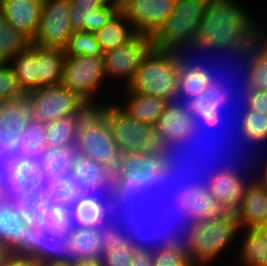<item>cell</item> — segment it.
I'll list each match as a JSON object with an SVG mask.
<instances>
[{
  "mask_svg": "<svg viewBox=\"0 0 267 266\" xmlns=\"http://www.w3.org/2000/svg\"><path fill=\"white\" fill-rule=\"evenodd\" d=\"M32 118L26 96L0 103V151L9 160L19 143V136Z\"/></svg>",
  "mask_w": 267,
  "mask_h": 266,
  "instance_id": "22",
  "label": "cell"
},
{
  "mask_svg": "<svg viewBox=\"0 0 267 266\" xmlns=\"http://www.w3.org/2000/svg\"><path fill=\"white\" fill-rule=\"evenodd\" d=\"M240 226L234 211H224L210 220L184 229V238L191 260L196 266H209L239 237ZM237 237V238H236Z\"/></svg>",
  "mask_w": 267,
  "mask_h": 266,
  "instance_id": "7",
  "label": "cell"
},
{
  "mask_svg": "<svg viewBox=\"0 0 267 266\" xmlns=\"http://www.w3.org/2000/svg\"><path fill=\"white\" fill-rule=\"evenodd\" d=\"M28 224L4 200L0 203V247L10 254L27 256Z\"/></svg>",
  "mask_w": 267,
  "mask_h": 266,
  "instance_id": "30",
  "label": "cell"
},
{
  "mask_svg": "<svg viewBox=\"0 0 267 266\" xmlns=\"http://www.w3.org/2000/svg\"><path fill=\"white\" fill-rule=\"evenodd\" d=\"M187 54L182 53L178 59L177 92L174 100V103L183 105L202 93L211 80L221 71L220 68H224L221 64L218 65V67L220 66L218 70L216 65H209L205 58L202 61V59L194 57L198 54L193 55V57Z\"/></svg>",
  "mask_w": 267,
  "mask_h": 266,
  "instance_id": "20",
  "label": "cell"
},
{
  "mask_svg": "<svg viewBox=\"0 0 267 266\" xmlns=\"http://www.w3.org/2000/svg\"><path fill=\"white\" fill-rule=\"evenodd\" d=\"M151 48V37L141 32H136L129 40L117 48L104 52L106 79H122L123 86L128 87L135 78L142 59Z\"/></svg>",
  "mask_w": 267,
  "mask_h": 266,
  "instance_id": "17",
  "label": "cell"
},
{
  "mask_svg": "<svg viewBox=\"0 0 267 266\" xmlns=\"http://www.w3.org/2000/svg\"><path fill=\"white\" fill-rule=\"evenodd\" d=\"M178 51L151 48L142 59L132 83V91L173 103L177 92Z\"/></svg>",
  "mask_w": 267,
  "mask_h": 266,
  "instance_id": "9",
  "label": "cell"
},
{
  "mask_svg": "<svg viewBox=\"0 0 267 266\" xmlns=\"http://www.w3.org/2000/svg\"><path fill=\"white\" fill-rule=\"evenodd\" d=\"M73 31L95 33L120 10L119 0H69Z\"/></svg>",
  "mask_w": 267,
  "mask_h": 266,
  "instance_id": "24",
  "label": "cell"
},
{
  "mask_svg": "<svg viewBox=\"0 0 267 266\" xmlns=\"http://www.w3.org/2000/svg\"><path fill=\"white\" fill-rule=\"evenodd\" d=\"M73 237L77 240L78 257L81 261L100 260L103 250L99 246L101 238L95 229L73 228Z\"/></svg>",
  "mask_w": 267,
  "mask_h": 266,
  "instance_id": "43",
  "label": "cell"
},
{
  "mask_svg": "<svg viewBox=\"0 0 267 266\" xmlns=\"http://www.w3.org/2000/svg\"><path fill=\"white\" fill-rule=\"evenodd\" d=\"M267 32H265V30L263 29L262 34H261V38L267 43Z\"/></svg>",
  "mask_w": 267,
  "mask_h": 266,
  "instance_id": "56",
  "label": "cell"
},
{
  "mask_svg": "<svg viewBox=\"0 0 267 266\" xmlns=\"http://www.w3.org/2000/svg\"><path fill=\"white\" fill-rule=\"evenodd\" d=\"M238 65L241 90L267 92V43L262 38L239 59Z\"/></svg>",
  "mask_w": 267,
  "mask_h": 266,
  "instance_id": "28",
  "label": "cell"
},
{
  "mask_svg": "<svg viewBox=\"0 0 267 266\" xmlns=\"http://www.w3.org/2000/svg\"><path fill=\"white\" fill-rule=\"evenodd\" d=\"M64 51L66 56L103 55L95 34L84 31H74Z\"/></svg>",
  "mask_w": 267,
  "mask_h": 266,
  "instance_id": "45",
  "label": "cell"
},
{
  "mask_svg": "<svg viewBox=\"0 0 267 266\" xmlns=\"http://www.w3.org/2000/svg\"><path fill=\"white\" fill-rule=\"evenodd\" d=\"M1 266H38L31 257L9 254Z\"/></svg>",
  "mask_w": 267,
  "mask_h": 266,
  "instance_id": "49",
  "label": "cell"
},
{
  "mask_svg": "<svg viewBox=\"0 0 267 266\" xmlns=\"http://www.w3.org/2000/svg\"><path fill=\"white\" fill-rule=\"evenodd\" d=\"M85 115H70L48 123L46 148L74 147L77 142L80 123Z\"/></svg>",
  "mask_w": 267,
  "mask_h": 266,
  "instance_id": "38",
  "label": "cell"
},
{
  "mask_svg": "<svg viewBox=\"0 0 267 266\" xmlns=\"http://www.w3.org/2000/svg\"><path fill=\"white\" fill-rule=\"evenodd\" d=\"M48 123L31 118L19 136L14 155L9 159L16 171H21L37 153L46 149Z\"/></svg>",
  "mask_w": 267,
  "mask_h": 266,
  "instance_id": "29",
  "label": "cell"
},
{
  "mask_svg": "<svg viewBox=\"0 0 267 266\" xmlns=\"http://www.w3.org/2000/svg\"><path fill=\"white\" fill-rule=\"evenodd\" d=\"M44 0H0V13L7 22L31 42L41 18Z\"/></svg>",
  "mask_w": 267,
  "mask_h": 266,
  "instance_id": "27",
  "label": "cell"
},
{
  "mask_svg": "<svg viewBox=\"0 0 267 266\" xmlns=\"http://www.w3.org/2000/svg\"><path fill=\"white\" fill-rule=\"evenodd\" d=\"M27 257L40 266L53 263L78 265L81 260L73 228L62 234H49L36 225L28 224Z\"/></svg>",
  "mask_w": 267,
  "mask_h": 266,
  "instance_id": "15",
  "label": "cell"
},
{
  "mask_svg": "<svg viewBox=\"0 0 267 266\" xmlns=\"http://www.w3.org/2000/svg\"><path fill=\"white\" fill-rule=\"evenodd\" d=\"M36 226L49 234H62L72 229L71 217L62 209L47 204Z\"/></svg>",
  "mask_w": 267,
  "mask_h": 266,
  "instance_id": "44",
  "label": "cell"
},
{
  "mask_svg": "<svg viewBox=\"0 0 267 266\" xmlns=\"http://www.w3.org/2000/svg\"><path fill=\"white\" fill-rule=\"evenodd\" d=\"M149 206L153 224L161 231L176 234L224 212L206 181L189 164L166 167L162 186Z\"/></svg>",
  "mask_w": 267,
  "mask_h": 266,
  "instance_id": "1",
  "label": "cell"
},
{
  "mask_svg": "<svg viewBox=\"0 0 267 266\" xmlns=\"http://www.w3.org/2000/svg\"><path fill=\"white\" fill-rule=\"evenodd\" d=\"M245 8L236 0H209L192 54L213 51L239 60L263 31Z\"/></svg>",
  "mask_w": 267,
  "mask_h": 266,
  "instance_id": "2",
  "label": "cell"
},
{
  "mask_svg": "<svg viewBox=\"0 0 267 266\" xmlns=\"http://www.w3.org/2000/svg\"><path fill=\"white\" fill-rule=\"evenodd\" d=\"M98 108L106 115L121 153H161L154 138L153 126L131 117L115 100L109 104L102 101Z\"/></svg>",
  "mask_w": 267,
  "mask_h": 266,
  "instance_id": "13",
  "label": "cell"
},
{
  "mask_svg": "<svg viewBox=\"0 0 267 266\" xmlns=\"http://www.w3.org/2000/svg\"><path fill=\"white\" fill-rule=\"evenodd\" d=\"M265 143H267V114L253 111L241 101L233 124L217 143V146L222 151H229L228 153L230 154L234 152L233 154L235 155L238 153L239 155L247 156L246 152L249 147H251L249 148L250 150L253 146V149L257 146V150L261 145L266 147ZM245 145H248V148Z\"/></svg>",
  "mask_w": 267,
  "mask_h": 266,
  "instance_id": "16",
  "label": "cell"
},
{
  "mask_svg": "<svg viewBox=\"0 0 267 266\" xmlns=\"http://www.w3.org/2000/svg\"><path fill=\"white\" fill-rule=\"evenodd\" d=\"M5 200L10 204L11 210L29 225L37 224L48 204L39 184L21 171L14 173Z\"/></svg>",
  "mask_w": 267,
  "mask_h": 266,
  "instance_id": "19",
  "label": "cell"
},
{
  "mask_svg": "<svg viewBox=\"0 0 267 266\" xmlns=\"http://www.w3.org/2000/svg\"><path fill=\"white\" fill-rule=\"evenodd\" d=\"M68 180L70 183H84L91 187L117 188L111 169L81 155L73 162Z\"/></svg>",
  "mask_w": 267,
  "mask_h": 266,
  "instance_id": "33",
  "label": "cell"
},
{
  "mask_svg": "<svg viewBox=\"0 0 267 266\" xmlns=\"http://www.w3.org/2000/svg\"><path fill=\"white\" fill-rule=\"evenodd\" d=\"M170 165L161 153H121L113 180L129 200L149 204L158 195L162 176Z\"/></svg>",
  "mask_w": 267,
  "mask_h": 266,
  "instance_id": "6",
  "label": "cell"
},
{
  "mask_svg": "<svg viewBox=\"0 0 267 266\" xmlns=\"http://www.w3.org/2000/svg\"><path fill=\"white\" fill-rule=\"evenodd\" d=\"M65 56L64 49L37 45L38 89L61 84Z\"/></svg>",
  "mask_w": 267,
  "mask_h": 266,
  "instance_id": "34",
  "label": "cell"
},
{
  "mask_svg": "<svg viewBox=\"0 0 267 266\" xmlns=\"http://www.w3.org/2000/svg\"><path fill=\"white\" fill-rule=\"evenodd\" d=\"M74 199L80 203H92L99 208H120L129 199L118 188L91 187L84 183H70Z\"/></svg>",
  "mask_w": 267,
  "mask_h": 266,
  "instance_id": "35",
  "label": "cell"
},
{
  "mask_svg": "<svg viewBox=\"0 0 267 266\" xmlns=\"http://www.w3.org/2000/svg\"><path fill=\"white\" fill-rule=\"evenodd\" d=\"M46 266H76V265H70V264H63V263H53Z\"/></svg>",
  "mask_w": 267,
  "mask_h": 266,
  "instance_id": "55",
  "label": "cell"
},
{
  "mask_svg": "<svg viewBox=\"0 0 267 266\" xmlns=\"http://www.w3.org/2000/svg\"><path fill=\"white\" fill-rule=\"evenodd\" d=\"M267 156V155H265ZM263 156V159H266L264 160V165L261 167L262 170L261 171H258L256 173V175L259 177V179L266 185L267 187V157ZM265 157V158H264Z\"/></svg>",
  "mask_w": 267,
  "mask_h": 266,
  "instance_id": "52",
  "label": "cell"
},
{
  "mask_svg": "<svg viewBox=\"0 0 267 266\" xmlns=\"http://www.w3.org/2000/svg\"><path fill=\"white\" fill-rule=\"evenodd\" d=\"M209 0H176L172 14L151 37L157 50L192 53Z\"/></svg>",
  "mask_w": 267,
  "mask_h": 266,
  "instance_id": "8",
  "label": "cell"
},
{
  "mask_svg": "<svg viewBox=\"0 0 267 266\" xmlns=\"http://www.w3.org/2000/svg\"><path fill=\"white\" fill-rule=\"evenodd\" d=\"M44 191L47 203L66 212L70 217L78 209L79 202L74 199V189L68 177L63 179L33 178Z\"/></svg>",
  "mask_w": 267,
  "mask_h": 266,
  "instance_id": "37",
  "label": "cell"
},
{
  "mask_svg": "<svg viewBox=\"0 0 267 266\" xmlns=\"http://www.w3.org/2000/svg\"><path fill=\"white\" fill-rule=\"evenodd\" d=\"M120 10L136 32L152 37L172 14L176 0H119Z\"/></svg>",
  "mask_w": 267,
  "mask_h": 266,
  "instance_id": "21",
  "label": "cell"
},
{
  "mask_svg": "<svg viewBox=\"0 0 267 266\" xmlns=\"http://www.w3.org/2000/svg\"><path fill=\"white\" fill-rule=\"evenodd\" d=\"M13 176L14 173H0V203L4 201L9 194Z\"/></svg>",
  "mask_w": 267,
  "mask_h": 266,
  "instance_id": "50",
  "label": "cell"
},
{
  "mask_svg": "<svg viewBox=\"0 0 267 266\" xmlns=\"http://www.w3.org/2000/svg\"><path fill=\"white\" fill-rule=\"evenodd\" d=\"M237 156L241 158L238 159ZM236 157L237 159L234 154L222 151L216 146L211 152L201 155L198 159L189 163V165L206 181L211 195L224 211H234L238 207L244 186L250 179L251 170L253 169L250 166L251 159L248 166L245 165L246 161H248L244 160L246 156L242 158V155L237 154ZM236 161H240L238 162L240 164ZM241 163H244L242 166L243 170L240 166ZM245 168L247 170L251 169L250 173L247 171V174L244 175Z\"/></svg>",
  "mask_w": 267,
  "mask_h": 266,
  "instance_id": "5",
  "label": "cell"
},
{
  "mask_svg": "<svg viewBox=\"0 0 267 266\" xmlns=\"http://www.w3.org/2000/svg\"><path fill=\"white\" fill-rule=\"evenodd\" d=\"M30 44L31 41L15 30L0 13V63H9Z\"/></svg>",
  "mask_w": 267,
  "mask_h": 266,
  "instance_id": "40",
  "label": "cell"
},
{
  "mask_svg": "<svg viewBox=\"0 0 267 266\" xmlns=\"http://www.w3.org/2000/svg\"><path fill=\"white\" fill-rule=\"evenodd\" d=\"M131 266H154L153 252L151 251V220L146 224V239L135 250Z\"/></svg>",
  "mask_w": 267,
  "mask_h": 266,
  "instance_id": "47",
  "label": "cell"
},
{
  "mask_svg": "<svg viewBox=\"0 0 267 266\" xmlns=\"http://www.w3.org/2000/svg\"><path fill=\"white\" fill-rule=\"evenodd\" d=\"M136 33L124 13L119 10L113 18L94 34L102 52L115 49Z\"/></svg>",
  "mask_w": 267,
  "mask_h": 266,
  "instance_id": "39",
  "label": "cell"
},
{
  "mask_svg": "<svg viewBox=\"0 0 267 266\" xmlns=\"http://www.w3.org/2000/svg\"><path fill=\"white\" fill-rule=\"evenodd\" d=\"M16 170L12 167L9 160L0 151V173H15Z\"/></svg>",
  "mask_w": 267,
  "mask_h": 266,
  "instance_id": "51",
  "label": "cell"
},
{
  "mask_svg": "<svg viewBox=\"0 0 267 266\" xmlns=\"http://www.w3.org/2000/svg\"><path fill=\"white\" fill-rule=\"evenodd\" d=\"M146 239V225L124 246L103 253L102 266H131L135 250Z\"/></svg>",
  "mask_w": 267,
  "mask_h": 266,
  "instance_id": "42",
  "label": "cell"
},
{
  "mask_svg": "<svg viewBox=\"0 0 267 266\" xmlns=\"http://www.w3.org/2000/svg\"><path fill=\"white\" fill-rule=\"evenodd\" d=\"M24 96L11 65L0 63V103L18 100Z\"/></svg>",
  "mask_w": 267,
  "mask_h": 266,
  "instance_id": "46",
  "label": "cell"
},
{
  "mask_svg": "<svg viewBox=\"0 0 267 266\" xmlns=\"http://www.w3.org/2000/svg\"><path fill=\"white\" fill-rule=\"evenodd\" d=\"M9 64L14 70L18 85L26 95L38 89L37 77V45L32 43Z\"/></svg>",
  "mask_w": 267,
  "mask_h": 266,
  "instance_id": "36",
  "label": "cell"
},
{
  "mask_svg": "<svg viewBox=\"0 0 267 266\" xmlns=\"http://www.w3.org/2000/svg\"><path fill=\"white\" fill-rule=\"evenodd\" d=\"M25 96L29 101L32 117L46 123L70 115L87 114L93 108L62 84L41 87Z\"/></svg>",
  "mask_w": 267,
  "mask_h": 266,
  "instance_id": "14",
  "label": "cell"
},
{
  "mask_svg": "<svg viewBox=\"0 0 267 266\" xmlns=\"http://www.w3.org/2000/svg\"><path fill=\"white\" fill-rule=\"evenodd\" d=\"M118 209L119 208H99L92 203H80L78 209L71 216V227L95 229Z\"/></svg>",
  "mask_w": 267,
  "mask_h": 266,
  "instance_id": "41",
  "label": "cell"
},
{
  "mask_svg": "<svg viewBox=\"0 0 267 266\" xmlns=\"http://www.w3.org/2000/svg\"><path fill=\"white\" fill-rule=\"evenodd\" d=\"M151 210L147 203L128 200L95 231L103 253L127 244L149 221Z\"/></svg>",
  "mask_w": 267,
  "mask_h": 266,
  "instance_id": "11",
  "label": "cell"
},
{
  "mask_svg": "<svg viewBox=\"0 0 267 266\" xmlns=\"http://www.w3.org/2000/svg\"><path fill=\"white\" fill-rule=\"evenodd\" d=\"M231 61L232 66L229 65L231 68L228 67L226 70L221 68L223 72L220 71L202 93L193 97L186 104L195 121L216 143L221 140L233 124L241 102L242 83L238 81L239 75L236 77V74H239L236 72L238 66H235L233 60ZM233 71L235 76L230 75ZM235 78L238 79L235 81Z\"/></svg>",
  "mask_w": 267,
  "mask_h": 266,
  "instance_id": "4",
  "label": "cell"
},
{
  "mask_svg": "<svg viewBox=\"0 0 267 266\" xmlns=\"http://www.w3.org/2000/svg\"><path fill=\"white\" fill-rule=\"evenodd\" d=\"M153 133L161 154L171 164H189L217 146L188 107L174 102L164 107Z\"/></svg>",
  "mask_w": 267,
  "mask_h": 266,
  "instance_id": "3",
  "label": "cell"
},
{
  "mask_svg": "<svg viewBox=\"0 0 267 266\" xmlns=\"http://www.w3.org/2000/svg\"><path fill=\"white\" fill-rule=\"evenodd\" d=\"M105 79L103 55L65 56L61 84L91 107L100 105L96 103L98 100L94 99L100 88L102 91V87H105Z\"/></svg>",
  "mask_w": 267,
  "mask_h": 266,
  "instance_id": "12",
  "label": "cell"
},
{
  "mask_svg": "<svg viewBox=\"0 0 267 266\" xmlns=\"http://www.w3.org/2000/svg\"><path fill=\"white\" fill-rule=\"evenodd\" d=\"M9 254L10 253L7 249L0 247V266L3 264Z\"/></svg>",
  "mask_w": 267,
  "mask_h": 266,
  "instance_id": "54",
  "label": "cell"
},
{
  "mask_svg": "<svg viewBox=\"0 0 267 266\" xmlns=\"http://www.w3.org/2000/svg\"><path fill=\"white\" fill-rule=\"evenodd\" d=\"M234 214L240 228L267 227V187L255 173L246 182Z\"/></svg>",
  "mask_w": 267,
  "mask_h": 266,
  "instance_id": "25",
  "label": "cell"
},
{
  "mask_svg": "<svg viewBox=\"0 0 267 266\" xmlns=\"http://www.w3.org/2000/svg\"><path fill=\"white\" fill-rule=\"evenodd\" d=\"M151 251L154 266H196L180 234L161 231L151 220Z\"/></svg>",
  "mask_w": 267,
  "mask_h": 266,
  "instance_id": "26",
  "label": "cell"
},
{
  "mask_svg": "<svg viewBox=\"0 0 267 266\" xmlns=\"http://www.w3.org/2000/svg\"><path fill=\"white\" fill-rule=\"evenodd\" d=\"M239 237L240 252L236 256V263L242 266H267V227L240 228Z\"/></svg>",
  "mask_w": 267,
  "mask_h": 266,
  "instance_id": "31",
  "label": "cell"
},
{
  "mask_svg": "<svg viewBox=\"0 0 267 266\" xmlns=\"http://www.w3.org/2000/svg\"><path fill=\"white\" fill-rule=\"evenodd\" d=\"M76 266H102L101 260H85Z\"/></svg>",
  "mask_w": 267,
  "mask_h": 266,
  "instance_id": "53",
  "label": "cell"
},
{
  "mask_svg": "<svg viewBox=\"0 0 267 266\" xmlns=\"http://www.w3.org/2000/svg\"><path fill=\"white\" fill-rule=\"evenodd\" d=\"M75 148L79 155L95 160L112 171L115 170L121 150L106 115L98 107H93L83 117Z\"/></svg>",
  "mask_w": 267,
  "mask_h": 266,
  "instance_id": "10",
  "label": "cell"
},
{
  "mask_svg": "<svg viewBox=\"0 0 267 266\" xmlns=\"http://www.w3.org/2000/svg\"><path fill=\"white\" fill-rule=\"evenodd\" d=\"M241 101L251 110L267 114V92L241 90Z\"/></svg>",
  "mask_w": 267,
  "mask_h": 266,
  "instance_id": "48",
  "label": "cell"
},
{
  "mask_svg": "<svg viewBox=\"0 0 267 266\" xmlns=\"http://www.w3.org/2000/svg\"><path fill=\"white\" fill-rule=\"evenodd\" d=\"M78 155L75 146L59 149L46 148L37 153L21 172L28 178L54 180L67 178Z\"/></svg>",
  "mask_w": 267,
  "mask_h": 266,
  "instance_id": "23",
  "label": "cell"
},
{
  "mask_svg": "<svg viewBox=\"0 0 267 266\" xmlns=\"http://www.w3.org/2000/svg\"><path fill=\"white\" fill-rule=\"evenodd\" d=\"M124 91L127 96L126 101H117L116 103H119L118 105L131 117L151 126L154 125L168 104L165 100L155 96L134 92L129 87H125Z\"/></svg>",
  "mask_w": 267,
  "mask_h": 266,
  "instance_id": "32",
  "label": "cell"
},
{
  "mask_svg": "<svg viewBox=\"0 0 267 266\" xmlns=\"http://www.w3.org/2000/svg\"><path fill=\"white\" fill-rule=\"evenodd\" d=\"M70 13L69 0H44L38 31L32 43L65 49L74 32Z\"/></svg>",
  "mask_w": 267,
  "mask_h": 266,
  "instance_id": "18",
  "label": "cell"
}]
</instances>
